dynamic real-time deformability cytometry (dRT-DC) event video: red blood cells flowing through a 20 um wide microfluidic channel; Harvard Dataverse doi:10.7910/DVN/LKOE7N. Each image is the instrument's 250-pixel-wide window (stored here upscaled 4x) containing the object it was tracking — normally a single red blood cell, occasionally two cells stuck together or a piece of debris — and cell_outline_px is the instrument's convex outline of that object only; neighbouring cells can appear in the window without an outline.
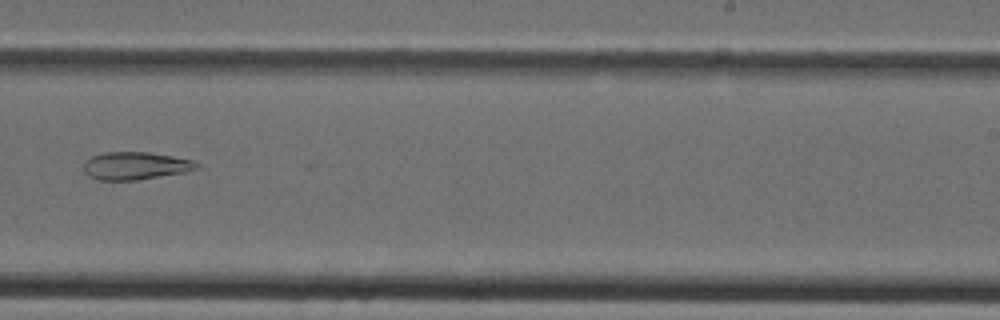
{"species": "Egyptian fruit bat (a non-hibernating species)", "species_latin": "Rousettus aegyptiacus", "temperature_condition": "cold", "stored_images_in_passage": 28, "camera_frame_rate_fps": 3000, "um_per_image_px": 0.085, "animal": {"sex": "female"}, "frame": {"image": 1, "passage_image": 14, "time_ms": 4.333, "image_size_px": [1000, 320], "cell_outline_px": [[200, 168], [184, 172], [136, 180], [96, 180], [88, 176], [84, 172], [84, 164], [92, 156], [104, 152], [148, 152], [172, 156], [192, 160], [200, 164]], "centroid_in_image_um": [11.51, 14.09], "position_along_channel_um": 277.5, "area_um2": 18.21}}
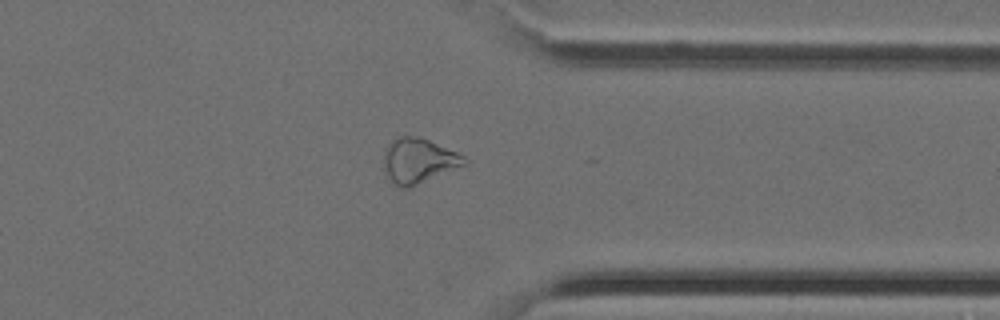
{"frame": {"image": 2, "passage_image": 20, "time_ms": 6.333, "image_size_px": [1000, 320], "cell_outline_px": [[468, 164], [416, 184], [404, 188], [400, 188], [388, 176], [384, 168], [384, 148], [396, 136], [416, 136], [428, 140], [456, 152], [464, 156], [468, 160]], "centroid_in_image_um": [35.57, 13.63], "position_along_channel_um": 375.8, "area_um2": 20.75}}
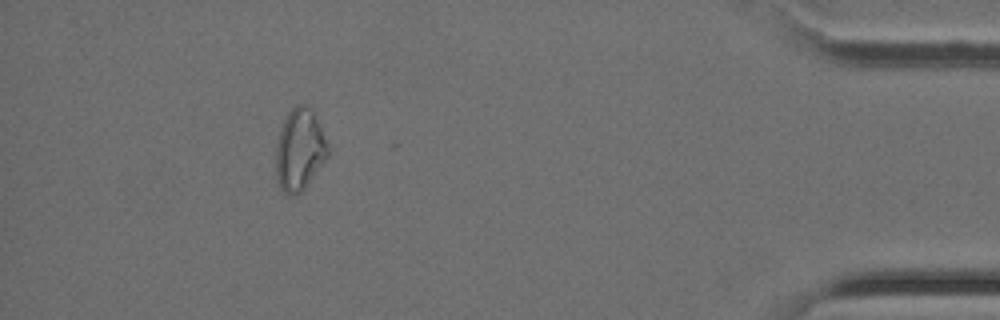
{"frame": {"image": 3, "passage_image": 25, "time_ms": 8.0, "image_size_px": [1000, 320], "cell_outline_px": [[328, 156], [304, 188], [296, 196], [288, 196], [280, 188], [276, 180], [276, 144], [280, 128], [288, 112], [296, 104], [304, 104], [312, 108], [328, 148]], "centroid_in_image_um": [25.42, 12.74], "position_along_channel_um": 409.8, "area_um2": 24.62}}